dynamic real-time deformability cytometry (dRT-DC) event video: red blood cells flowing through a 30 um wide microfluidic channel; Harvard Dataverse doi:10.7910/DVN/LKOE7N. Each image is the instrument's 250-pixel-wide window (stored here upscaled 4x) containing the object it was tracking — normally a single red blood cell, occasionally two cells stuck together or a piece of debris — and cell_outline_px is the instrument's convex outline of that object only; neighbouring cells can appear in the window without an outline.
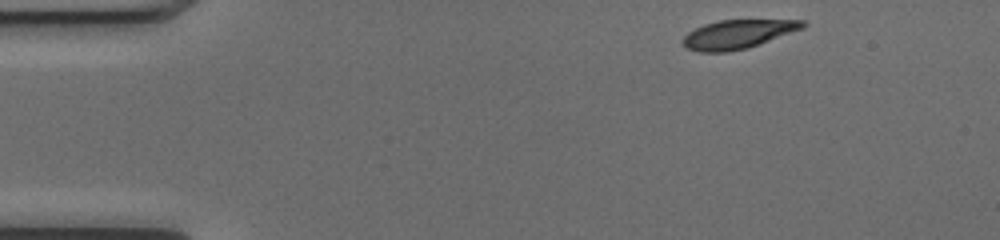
{"species": "common noctule bat (a hibernating species)", "species_latin": "Nyctalus noctula", "temperature_condition": "cold", "stored_images_in_passage": 45, "camera_frame_rate_fps": 3000, "um_per_image_px": 0.085, "animal": {"sex": "female", "body_mass_g": 17.0, "forearm_length_mm": 48.0}, "frame": {"image": 1, "passage_image": 1, "time_ms": 0.0, "image_size_px": [1000, 240], "cell_outline_px": [[808, 24], [804, 28], [748, 48], [728, 52], [700, 52], [684, 48], [680, 44], [680, 40], [688, 32], [704, 24], [720, 20], [804, 20]], "centroid_in_image_um": [62.67, 2.92], "position_along_channel_um": 22.3, "area_um2": 20.35}}
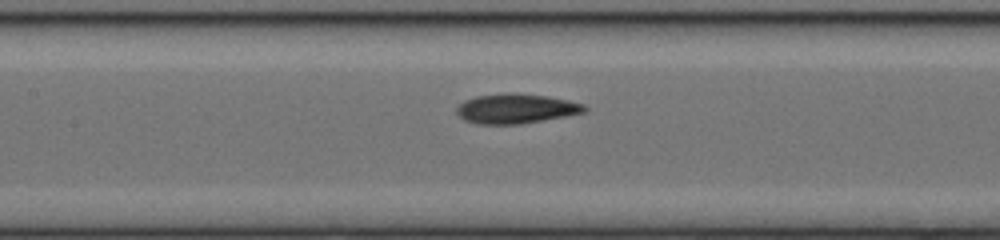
{"frame": {"image": 2, "passage_image": 18, "time_ms": 5.667, "image_size_px": [1000, 240], "cell_outline_px": [[588, 112], [544, 120], [520, 124], [476, 124], [464, 120], [456, 112], [456, 108], [464, 100], [476, 96], [512, 92], [548, 96], [568, 100], [584, 104], [588, 108]], "centroid_in_image_um": [43.88, 9.23], "position_along_channel_um": 163.5, "area_um2": 22.31}}
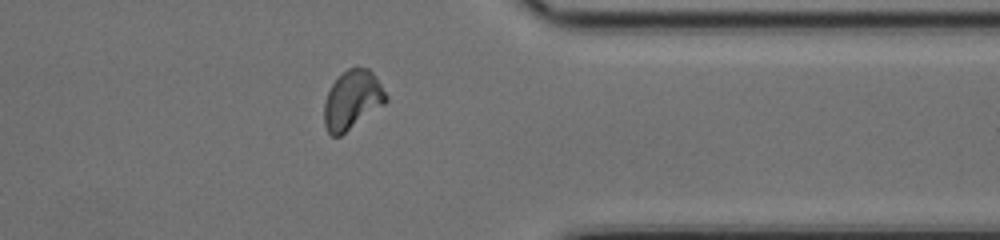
{"frame": {"image": 3, "passage_image": 35, "time_ms": 11.333, "image_size_px": [1000, 240], "cell_outline_px": [[388, 100], [384, 104], [340, 136], [332, 136], [328, 132], [324, 124], [324, 104], [328, 92], [332, 84], [348, 68], [368, 68], [372, 72], [388, 96]], "centroid_in_image_um": [29.94, 8.51], "position_along_channel_um": 381.5, "area_um2": 20.81}, "authors_computed_cell_mechanics": {"area_um2": 20.8658, "velocity_mm_per_s": 4.0229, "shape_relaxation_time_tau1_ms": 3.3655, "shape_relaxation_time_tau2_ms": 1.9356, "deformation_change_tau1": 0.1633, "deformation_change_tau2": 0.0791}}